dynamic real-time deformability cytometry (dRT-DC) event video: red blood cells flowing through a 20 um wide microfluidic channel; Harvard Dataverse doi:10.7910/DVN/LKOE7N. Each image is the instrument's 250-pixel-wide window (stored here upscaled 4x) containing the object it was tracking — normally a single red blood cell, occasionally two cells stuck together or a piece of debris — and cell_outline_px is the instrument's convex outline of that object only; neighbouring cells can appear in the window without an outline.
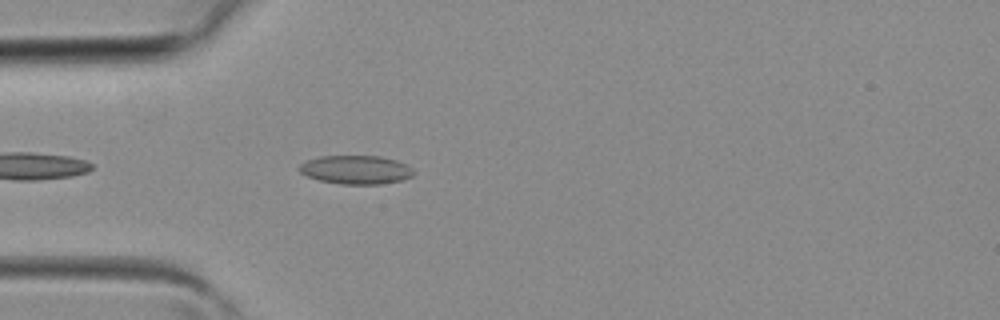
{"species": "common noctule bat (a hibernating species)", "species_latin": "Nyctalus noctula", "temperature_condition": "room temperature", "stored_images_in_passage": 7, "camera_frame_rate_fps": 3000, "um_per_image_px": 0.085, "animal": {"sex": "female", "body_mass_g": 19.3, "forearm_length_mm": 54.1}, "frame": {"image": 1, "passage_image": 2, "time_ms": 0.333, "image_size_px": [1000, 320], "cell_outline_px": [[416, 172], [412, 176], [400, 180], [380, 184], [340, 184], [320, 180], [308, 176], [300, 172], [300, 164], [304, 160], [320, 156], [380, 156], [396, 160], [412, 168]], "centroid_in_image_um": [30.25, 14.42], "position_along_channel_um": 54.8, "area_um2": 19.02}}